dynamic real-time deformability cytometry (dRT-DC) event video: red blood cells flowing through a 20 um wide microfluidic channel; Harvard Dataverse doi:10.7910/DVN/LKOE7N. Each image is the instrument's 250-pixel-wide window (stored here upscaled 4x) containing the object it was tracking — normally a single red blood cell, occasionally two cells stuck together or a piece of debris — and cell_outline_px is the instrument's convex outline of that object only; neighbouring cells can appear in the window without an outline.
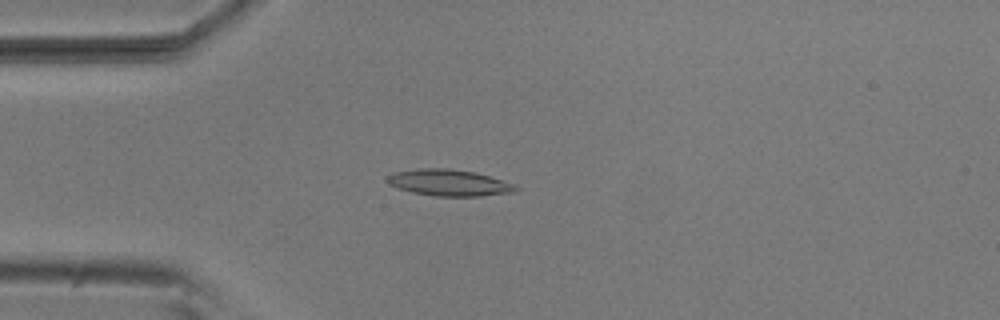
{"species": "common noctule bat (a hibernating species)", "species_latin": "Nyctalus noctula", "temperature_condition": "room temperature", "stored_images_in_passage": 4, "camera_frame_rate_fps": 3000, "um_per_image_px": 0.085, "animal": {"sex": "male", "body_mass_g": 20.5, "forearm_length_mm": 52.5}, "frame": {"image": 1, "passage_image": 4, "time_ms": 1.0, "image_size_px": [1000, 320], "cell_outline_px": [[520, 188], [516, 192], [480, 196], [436, 196], [412, 192], [388, 184], [384, 180], [388, 176], [396, 172], [416, 168], [448, 168], [472, 172], [488, 176], [516, 184]], "centroid_in_image_um": [38.18, 15.53], "position_along_channel_um": 46.8, "area_um2": 19.77}}